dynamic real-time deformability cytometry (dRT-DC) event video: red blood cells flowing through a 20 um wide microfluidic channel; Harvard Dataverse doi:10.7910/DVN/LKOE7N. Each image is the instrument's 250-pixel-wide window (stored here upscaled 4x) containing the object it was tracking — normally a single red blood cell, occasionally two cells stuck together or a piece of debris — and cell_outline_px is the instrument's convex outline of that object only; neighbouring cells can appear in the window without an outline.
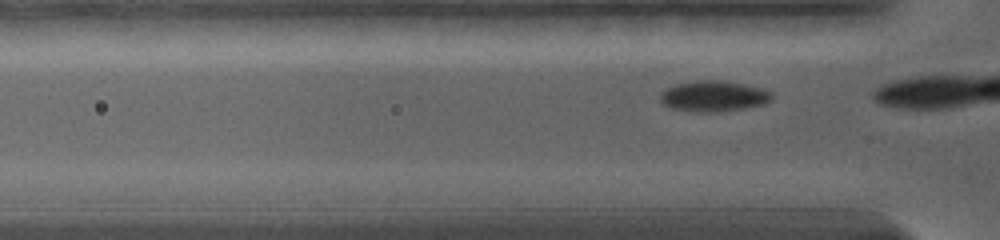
{"species": "common noctule bat (a hibernating species)", "species_latin": "Nyctalus noctula", "temperature_condition": "warm", "stored_images_in_passage": 5, "camera_frame_rate_fps": 5000, "um_per_image_px": 0.085, "animal": {"sex": "female", "body_mass_g": 19.0, "forearm_length_mm": 56.7}, "frame": {"image": 1, "passage_image": 3, "time_ms": 0.4, "image_size_px": [1000, 240], "cell_outline_px": [[772, 100], [764, 104], [744, 108], [716, 112], [696, 112], [668, 108], [660, 100], [660, 92], [676, 84], [696, 80], [720, 80], [760, 88], [768, 92], [772, 96]], "centroid_in_image_um": [60.6, 8.18], "position_along_channel_um": 65.2, "area_um2": 19.83}}